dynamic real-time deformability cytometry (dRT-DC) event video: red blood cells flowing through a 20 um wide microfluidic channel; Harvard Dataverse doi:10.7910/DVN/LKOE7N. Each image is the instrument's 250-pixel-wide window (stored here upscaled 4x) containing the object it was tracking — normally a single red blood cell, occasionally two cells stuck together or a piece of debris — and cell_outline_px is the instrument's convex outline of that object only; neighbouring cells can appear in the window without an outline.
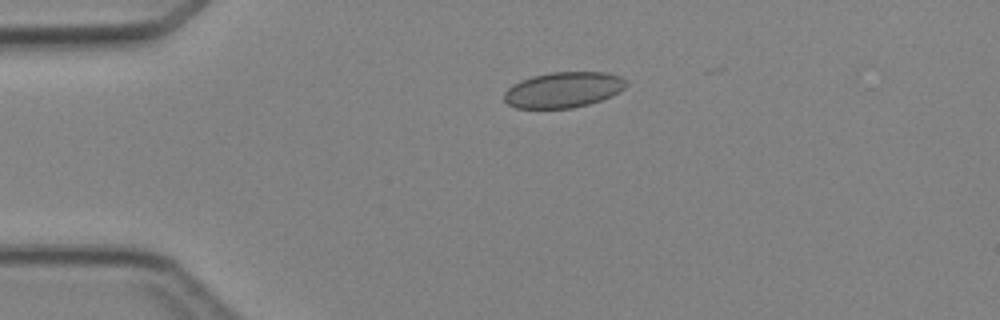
{"species": "Egyptian fruit bat (a non-hibernating species)", "species_latin": "Rousettus aegyptiacus", "temperature_condition": "cold", "stored_images_in_passage": 4, "camera_frame_rate_fps": 3000, "um_per_image_px": 0.085, "animal": {"sex": "female"}, "frame": {"image": 1, "passage_image": 3, "time_ms": 2.333, "image_size_px": [1000, 320], "cell_outline_px": [[628, 84], [620, 92], [612, 96], [588, 104], [572, 108], [516, 108], [508, 104], [504, 100], [504, 92], [512, 84], [520, 80], [532, 76], [548, 72], [608, 72], [620, 76]], "centroid_in_image_um": [47.88, 7.62], "position_along_channel_um": 37.1, "area_um2": 25.49}}